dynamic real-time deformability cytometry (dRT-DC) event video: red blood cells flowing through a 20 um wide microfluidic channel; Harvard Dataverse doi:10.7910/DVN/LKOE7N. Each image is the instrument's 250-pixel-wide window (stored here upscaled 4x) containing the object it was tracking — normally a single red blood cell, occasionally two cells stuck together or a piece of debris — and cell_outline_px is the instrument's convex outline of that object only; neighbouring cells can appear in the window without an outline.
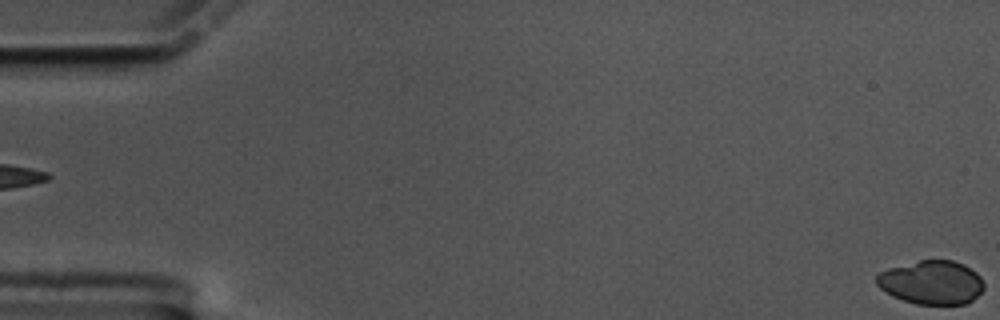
{"species": "common noctule bat (a hibernating species)", "species_latin": "Nyctalus noctula", "temperature_condition": "cold", "stored_images_in_passage": 60, "camera_frame_rate_fps": 3000, "um_per_image_px": 0.085, "animal": {"sex": "male", "body_mass_g": 17.5, "forearm_length_mm": 52.3}, "frame": {"image": 1, "passage_image": 1, "time_ms": 0.0, "image_size_px": [1000, 320], "cell_outline_px": [[984, 288], [968, 304], [916, 304], [892, 296], [880, 288], [876, 284], [876, 276], [880, 272], [888, 268], [920, 260], [952, 260], [964, 264], [976, 272], [980, 276], [984, 284]], "centroid_in_image_um": [79.18, 24.0], "position_along_channel_um": 5.8, "area_um2": 27.4}}
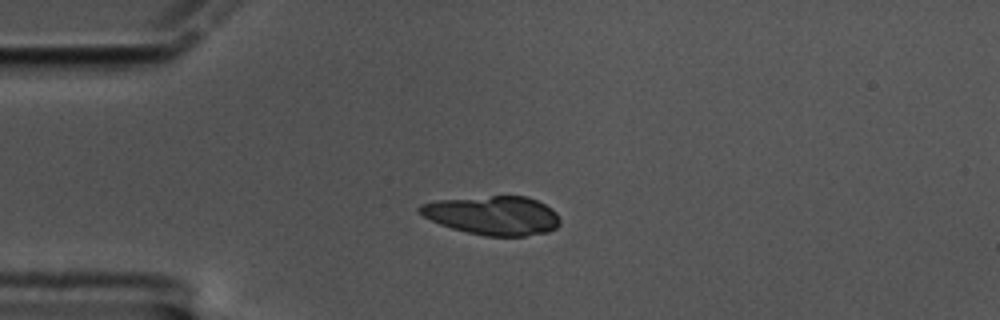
{"frame": {"image": 2, "passage_image": 16, "time_ms": 5.0, "image_size_px": [1000, 320], "cell_outline_px": [[560, 224], [556, 228], [548, 232], [524, 236], [484, 236], [452, 228], [440, 224], [424, 216], [416, 208], [420, 204], [436, 200], [492, 196], [528, 196], [552, 208], [556, 212], [560, 220]], "centroid_in_image_um": [41.92, 18.31], "position_along_channel_um": 43.1, "area_um2": 31.79}}